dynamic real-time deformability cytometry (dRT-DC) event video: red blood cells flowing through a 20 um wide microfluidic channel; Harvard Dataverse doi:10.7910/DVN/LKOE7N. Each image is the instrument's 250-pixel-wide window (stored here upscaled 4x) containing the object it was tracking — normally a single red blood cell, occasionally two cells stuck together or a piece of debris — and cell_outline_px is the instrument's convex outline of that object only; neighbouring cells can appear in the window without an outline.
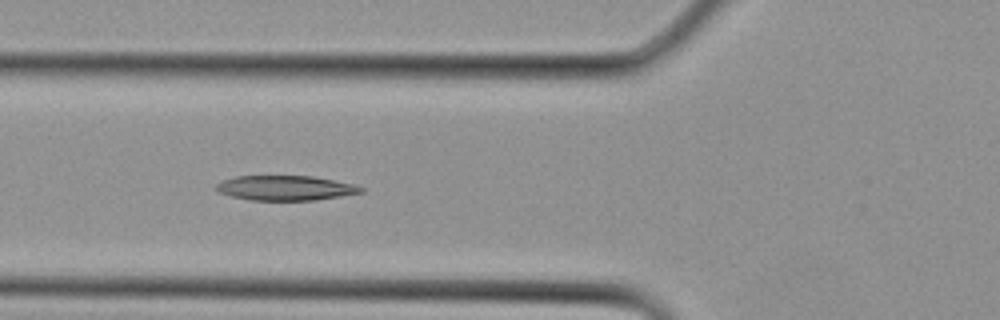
{"species": "Egyptian fruit bat (a non-hibernating species)", "species_latin": "Rousettus aegyptiacus", "temperature_condition": "cold", "stored_images_in_passage": 3, "camera_frame_rate_fps": 3000, "um_per_image_px": 0.085, "animal": {"sex": "female"}, "frame": {"image": 1, "passage_image": 3, "time_ms": 0.667, "image_size_px": [1000, 320], "cell_outline_px": [[364, 192], [316, 200], [252, 200], [232, 196], [220, 192], [212, 188], [216, 184], [224, 180], [236, 176], [312, 176], [356, 184], [364, 188]], "centroid_in_image_um": [24.28, 15.97], "position_along_channel_um": 101.5, "area_um2": 20.92}}